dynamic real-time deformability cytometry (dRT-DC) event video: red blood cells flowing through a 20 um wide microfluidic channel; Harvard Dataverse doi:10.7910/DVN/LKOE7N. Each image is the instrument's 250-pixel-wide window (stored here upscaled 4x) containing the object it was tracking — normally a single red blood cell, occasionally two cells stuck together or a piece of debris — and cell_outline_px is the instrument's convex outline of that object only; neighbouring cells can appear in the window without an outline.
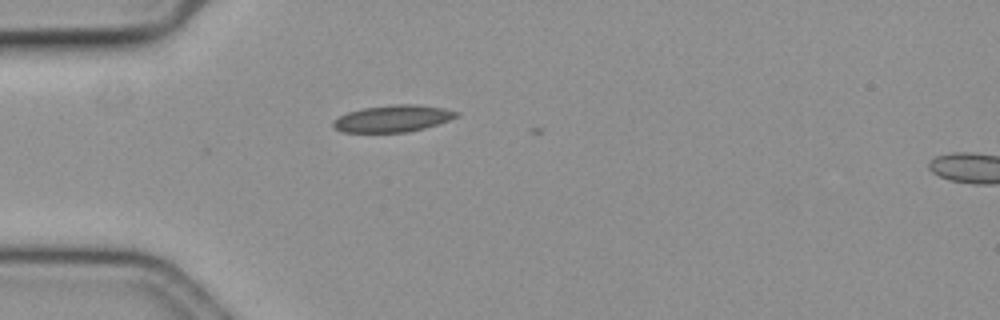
{"species": "common noctule bat (a hibernating species)", "species_latin": "Nyctalus noctula", "temperature_condition": "cold", "stored_images_in_passage": 2, "camera_frame_rate_fps": 3000, "um_per_image_px": 0.085, "animal": {"sex": "female", "body_mass_g": 19.3, "forearm_length_mm": 54.1}, "frame": {"image": 1, "passage_image": 1, "time_ms": 0.0, "image_size_px": [1000, 320], "cell_outline_px": [[460, 112], [456, 116], [448, 120], [424, 128], [408, 132], [340, 132], [332, 124], [332, 120], [348, 112], [364, 108], [392, 104], [420, 104], [444, 108]], "centroid_in_image_um": [33.38, 10.07], "position_along_channel_um": 51.6, "area_um2": 19.19}}